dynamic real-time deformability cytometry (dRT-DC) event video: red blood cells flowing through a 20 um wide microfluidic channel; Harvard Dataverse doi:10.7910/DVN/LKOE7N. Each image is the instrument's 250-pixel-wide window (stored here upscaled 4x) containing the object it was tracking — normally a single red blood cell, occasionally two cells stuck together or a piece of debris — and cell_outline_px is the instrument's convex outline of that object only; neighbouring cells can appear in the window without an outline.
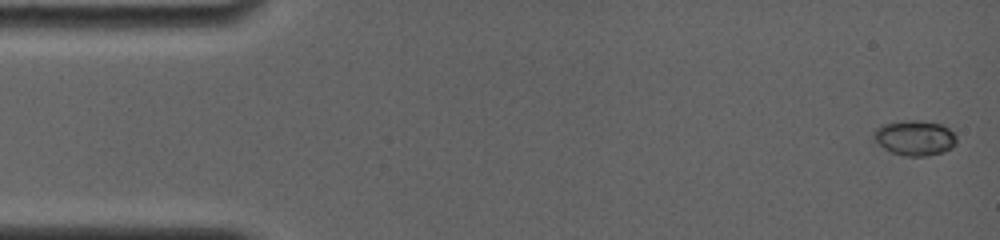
{"species": "common noctule bat (a hibernating species)", "species_latin": "Nyctalus noctula", "temperature_condition": "room temperature", "stored_images_in_passage": 11, "camera_frame_rate_fps": 4000, "um_per_image_px": 0.085, "animal": {"sex": "female", "body_mass_g": 19.0, "forearm_length_mm": 56.7}, "frame": {"image": 1, "passage_image": 1, "time_ms": 0.0, "image_size_px": [1000, 240], "cell_outline_px": [[956, 144], [952, 148], [944, 152], [928, 156], [904, 156], [892, 152], [884, 148], [872, 136], [872, 132], [880, 124], [896, 120], [924, 120], [944, 124], [956, 136]], "centroid_in_image_um": [77.75, 11.69], "position_along_channel_um": 7.2, "area_um2": 17.4}}
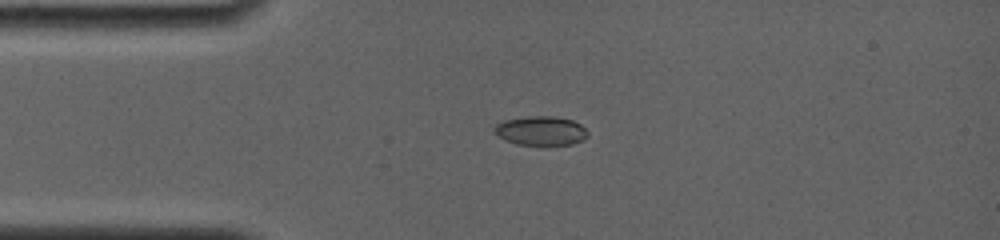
{"frame": {"image": 2, "passage_image": 6, "time_ms": 3.5, "image_size_px": [1000, 240], "cell_outline_px": [[588, 136], [584, 140], [572, 144], [544, 148], [516, 144], [500, 136], [492, 128], [496, 124], [504, 120], [532, 116], [552, 116], [572, 120], [580, 124], [588, 132]], "centroid_in_image_um": [46.02, 11.16], "position_along_channel_um": 39.0, "area_um2": 16.36}}
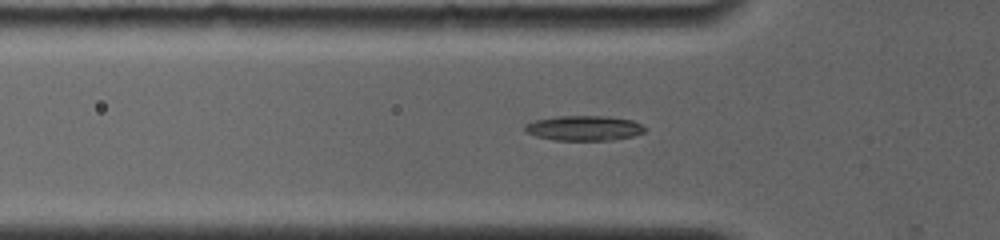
{"frame": {"image": 3, "passage_image": 10, "time_ms": 5.0, "image_size_px": [1000, 240], "cell_outline_px": [[648, 128], [644, 132], [632, 136], [612, 140], [552, 140], [536, 136], [524, 132], [524, 124], [536, 120], [560, 116], [600, 116], [632, 120]], "centroid_in_image_um": [49.62, 10.9], "position_along_channel_um": 76.2, "area_um2": 17.4}}